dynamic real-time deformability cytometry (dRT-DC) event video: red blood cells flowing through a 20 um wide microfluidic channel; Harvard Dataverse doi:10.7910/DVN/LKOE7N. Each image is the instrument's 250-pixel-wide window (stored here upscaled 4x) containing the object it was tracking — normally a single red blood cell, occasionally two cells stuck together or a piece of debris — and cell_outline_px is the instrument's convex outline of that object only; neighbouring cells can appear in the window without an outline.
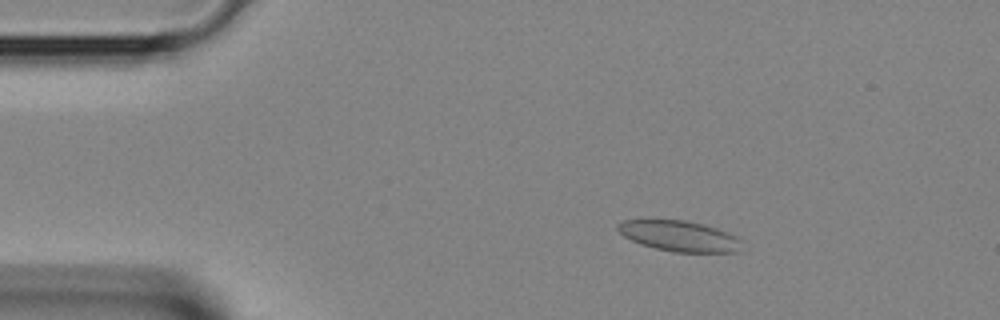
{"species": "Egyptian fruit bat (a non-hibernating species)", "species_latin": "Rousettus aegyptiacus", "temperature_condition": "room temperature", "stored_images_in_passage": 3, "camera_frame_rate_fps": 3000, "um_per_image_px": 0.085, "animal": {"sex": "female"}, "frame": {"image": 1, "passage_image": 2, "time_ms": 0.333, "image_size_px": [1000, 320], "cell_outline_px": [[740, 240], [736, 252], [676, 252], [656, 248], [640, 244], [624, 236], [616, 228], [616, 224], [624, 220], [648, 216], [684, 220], [704, 224], [728, 232], [736, 236]], "centroid_in_image_um": [57.61, 19.99], "position_along_channel_um": 27.4, "area_um2": 22.72}}